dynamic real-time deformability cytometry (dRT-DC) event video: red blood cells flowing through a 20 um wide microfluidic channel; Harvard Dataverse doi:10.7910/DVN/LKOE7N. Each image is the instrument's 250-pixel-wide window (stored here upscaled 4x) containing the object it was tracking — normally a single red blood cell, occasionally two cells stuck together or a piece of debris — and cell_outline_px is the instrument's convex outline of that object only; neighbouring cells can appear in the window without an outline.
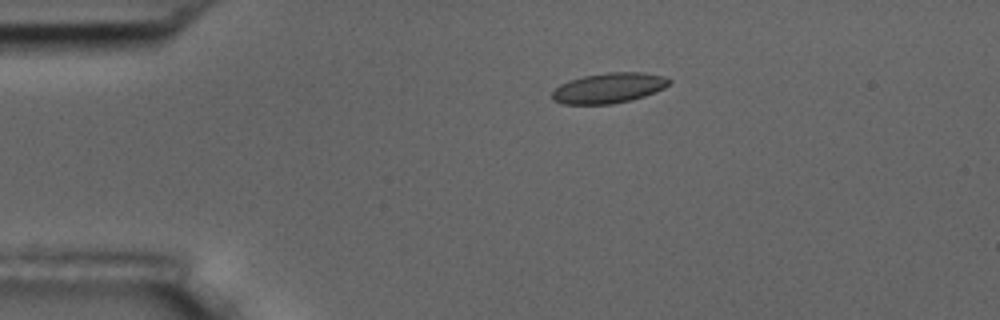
{"species": "common noctule bat (a hibernating species)", "species_latin": "Nyctalus noctula", "temperature_condition": "room temperature", "stored_images_in_passage": 9, "camera_frame_rate_fps": 3000, "um_per_image_px": 0.085, "animal": {"sex": "male", "body_mass_g": 17.5, "forearm_length_mm": 52.3}, "frame": {"image": 1, "passage_image": 3, "time_ms": 2.333, "image_size_px": [1000, 320], "cell_outline_px": [[672, 80], [664, 88], [656, 92], [644, 96], [612, 104], [564, 104], [552, 100], [552, 92], [560, 84], [568, 80], [584, 76], [604, 72], [644, 72], [664, 76]], "centroid_in_image_um": [51.74, 7.47], "position_along_channel_um": 33.3, "area_um2": 20.69}}
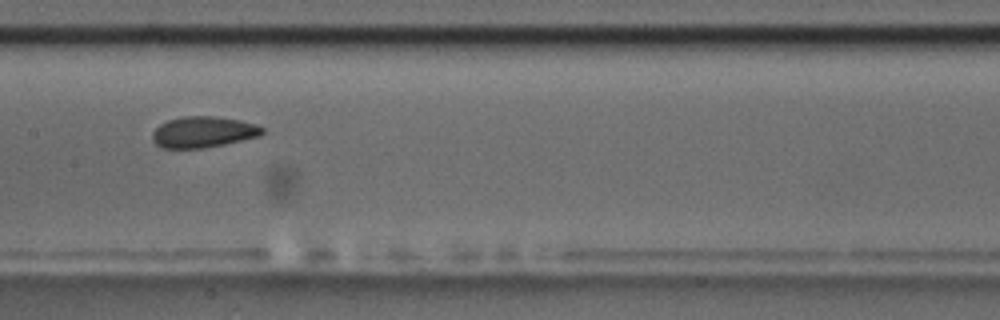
{"frame": {"image": 2, "passage_image": 8, "time_ms": 8.0, "image_size_px": [1000, 320], "cell_outline_px": [[264, 132], [260, 136], [224, 144], [204, 148], [164, 148], [156, 144], [152, 140], [152, 132], [160, 124], [168, 120], [184, 116], [212, 116], [240, 120], [256, 124], [264, 128]], "centroid_in_image_um": [17.28, 11.22], "position_along_channel_um": 190.1, "area_um2": 19.88}}
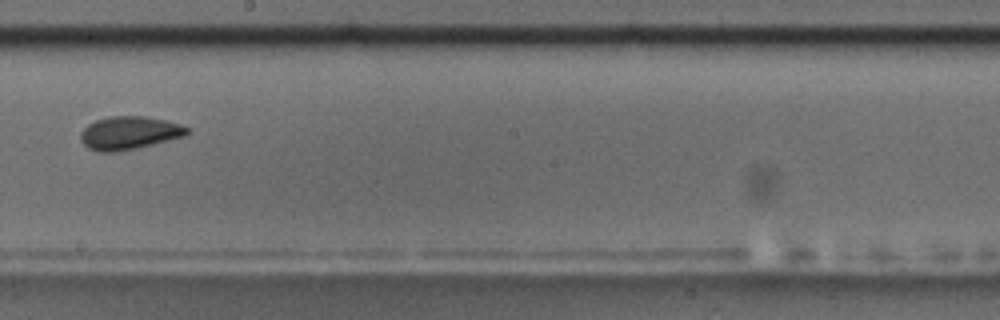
{"frame": {"image": 3, "passage_image": 9, "time_ms": 9.333, "image_size_px": [1000, 320], "cell_outline_px": [[188, 132], [184, 136], [136, 148], [116, 152], [96, 152], [88, 148], [80, 140], [80, 132], [88, 124], [96, 120], [108, 116], [148, 116], [180, 124], [188, 128]], "centroid_in_image_um": [10.93, 11.3], "position_along_channel_um": 237.3, "area_um2": 20.52}}